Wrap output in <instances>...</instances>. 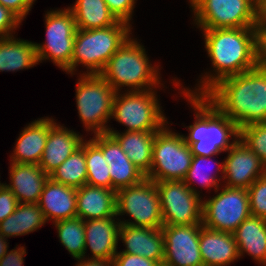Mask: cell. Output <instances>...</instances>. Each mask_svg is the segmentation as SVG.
Returning <instances> with one entry per match:
<instances>
[{
    "mask_svg": "<svg viewBox=\"0 0 266 266\" xmlns=\"http://www.w3.org/2000/svg\"><path fill=\"white\" fill-rule=\"evenodd\" d=\"M238 129L266 121V69L232 75L220 80L205 95Z\"/></svg>",
    "mask_w": 266,
    "mask_h": 266,
    "instance_id": "obj_1",
    "label": "cell"
},
{
    "mask_svg": "<svg viewBox=\"0 0 266 266\" xmlns=\"http://www.w3.org/2000/svg\"><path fill=\"white\" fill-rule=\"evenodd\" d=\"M202 30L205 33V48L217 75L207 76L205 82L202 81L203 90L199 94L189 90L183 92L189 95H205L220 80L257 67L254 27Z\"/></svg>",
    "mask_w": 266,
    "mask_h": 266,
    "instance_id": "obj_2",
    "label": "cell"
},
{
    "mask_svg": "<svg viewBox=\"0 0 266 266\" xmlns=\"http://www.w3.org/2000/svg\"><path fill=\"white\" fill-rule=\"evenodd\" d=\"M190 103L198 110L196 121L189 126V136H183L193 155L211 157L228 149L237 141L229 144L231 136L239 138L237 125L223 114L204 95H189Z\"/></svg>",
    "mask_w": 266,
    "mask_h": 266,
    "instance_id": "obj_3",
    "label": "cell"
},
{
    "mask_svg": "<svg viewBox=\"0 0 266 266\" xmlns=\"http://www.w3.org/2000/svg\"><path fill=\"white\" fill-rule=\"evenodd\" d=\"M128 24L118 21L106 28L77 29L71 59V74L77 63L84 64L91 70L87 74H100L113 54L129 38Z\"/></svg>",
    "mask_w": 266,
    "mask_h": 266,
    "instance_id": "obj_4",
    "label": "cell"
},
{
    "mask_svg": "<svg viewBox=\"0 0 266 266\" xmlns=\"http://www.w3.org/2000/svg\"><path fill=\"white\" fill-rule=\"evenodd\" d=\"M148 61L145 49L128 38L109 59L100 75L116 92L124 85L134 88L132 91H145L143 87L146 86L151 90L149 87L160 82L157 71Z\"/></svg>",
    "mask_w": 266,
    "mask_h": 266,
    "instance_id": "obj_5",
    "label": "cell"
},
{
    "mask_svg": "<svg viewBox=\"0 0 266 266\" xmlns=\"http://www.w3.org/2000/svg\"><path fill=\"white\" fill-rule=\"evenodd\" d=\"M192 159L190 146L183 136L163 127L156 133L151 169L145 176L154 182L184 180Z\"/></svg>",
    "mask_w": 266,
    "mask_h": 266,
    "instance_id": "obj_6",
    "label": "cell"
},
{
    "mask_svg": "<svg viewBox=\"0 0 266 266\" xmlns=\"http://www.w3.org/2000/svg\"><path fill=\"white\" fill-rule=\"evenodd\" d=\"M77 83L78 113L85 127L94 134L107 133V120L112 116L116 91L100 74H83Z\"/></svg>",
    "mask_w": 266,
    "mask_h": 266,
    "instance_id": "obj_7",
    "label": "cell"
},
{
    "mask_svg": "<svg viewBox=\"0 0 266 266\" xmlns=\"http://www.w3.org/2000/svg\"><path fill=\"white\" fill-rule=\"evenodd\" d=\"M202 29L254 27L258 0H190Z\"/></svg>",
    "mask_w": 266,
    "mask_h": 266,
    "instance_id": "obj_8",
    "label": "cell"
},
{
    "mask_svg": "<svg viewBox=\"0 0 266 266\" xmlns=\"http://www.w3.org/2000/svg\"><path fill=\"white\" fill-rule=\"evenodd\" d=\"M127 213L135 223L121 225L162 228L163 217L159 194L154 181L144 178L140 183L116 191V215Z\"/></svg>",
    "mask_w": 266,
    "mask_h": 266,
    "instance_id": "obj_9",
    "label": "cell"
},
{
    "mask_svg": "<svg viewBox=\"0 0 266 266\" xmlns=\"http://www.w3.org/2000/svg\"><path fill=\"white\" fill-rule=\"evenodd\" d=\"M113 99L112 116L128 126L126 131H160L165 125V117L157 103L154 91H129Z\"/></svg>",
    "mask_w": 266,
    "mask_h": 266,
    "instance_id": "obj_10",
    "label": "cell"
},
{
    "mask_svg": "<svg viewBox=\"0 0 266 266\" xmlns=\"http://www.w3.org/2000/svg\"><path fill=\"white\" fill-rule=\"evenodd\" d=\"M251 216L248 190L223 188L218 195L203 201L202 225L216 231L233 233Z\"/></svg>",
    "mask_w": 266,
    "mask_h": 266,
    "instance_id": "obj_11",
    "label": "cell"
},
{
    "mask_svg": "<svg viewBox=\"0 0 266 266\" xmlns=\"http://www.w3.org/2000/svg\"><path fill=\"white\" fill-rule=\"evenodd\" d=\"M46 44L35 43L38 62L52 59L66 72L71 73L74 39L77 31L76 22L70 8L50 11L46 15Z\"/></svg>",
    "mask_w": 266,
    "mask_h": 266,
    "instance_id": "obj_12",
    "label": "cell"
},
{
    "mask_svg": "<svg viewBox=\"0 0 266 266\" xmlns=\"http://www.w3.org/2000/svg\"><path fill=\"white\" fill-rule=\"evenodd\" d=\"M155 184L161 204L163 225L202 224L203 201L184 180L159 181Z\"/></svg>",
    "mask_w": 266,
    "mask_h": 266,
    "instance_id": "obj_13",
    "label": "cell"
},
{
    "mask_svg": "<svg viewBox=\"0 0 266 266\" xmlns=\"http://www.w3.org/2000/svg\"><path fill=\"white\" fill-rule=\"evenodd\" d=\"M202 224L163 225L164 259L162 266H203L199 248Z\"/></svg>",
    "mask_w": 266,
    "mask_h": 266,
    "instance_id": "obj_14",
    "label": "cell"
},
{
    "mask_svg": "<svg viewBox=\"0 0 266 266\" xmlns=\"http://www.w3.org/2000/svg\"><path fill=\"white\" fill-rule=\"evenodd\" d=\"M228 151L225 162L217 168L225 174L223 179L228 178L226 187L248 189L266 174V167L260 158L240 139H237Z\"/></svg>",
    "mask_w": 266,
    "mask_h": 266,
    "instance_id": "obj_15",
    "label": "cell"
},
{
    "mask_svg": "<svg viewBox=\"0 0 266 266\" xmlns=\"http://www.w3.org/2000/svg\"><path fill=\"white\" fill-rule=\"evenodd\" d=\"M103 152L109 166L111 189L118 191L122 188L140 183L145 174L128 159L119 143L109 134H95L91 139Z\"/></svg>",
    "mask_w": 266,
    "mask_h": 266,
    "instance_id": "obj_16",
    "label": "cell"
},
{
    "mask_svg": "<svg viewBox=\"0 0 266 266\" xmlns=\"http://www.w3.org/2000/svg\"><path fill=\"white\" fill-rule=\"evenodd\" d=\"M49 119V133L40 163L42 170L50 175L71 154L81 147L82 137Z\"/></svg>",
    "mask_w": 266,
    "mask_h": 266,
    "instance_id": "obj_17",
    "label": "cell"
},
{
    "mask_svg": "<svg viewBox=\"0 0 266 266\" xmlns=\"http://www.w3.org/2000/svg\"><path fill=\"white\" fill-rule=\"evenodd\" d=\"M119 237L127 249L120 253L143 256L158 262L161 266L164 259V237L161 228L120 225Z\"/></svg>",
    "mask_w": 266,
    "mask_h": 266,
    "instance_id": "obj_18",
    "label": "cell"
},
{
    "mask_svg": "<svg viewBox=\"0 0 266 266\" xmlns=\"http://www.w3.org/2000/svg\"><path fill=\"white\" fill-rule=\"evenodd\" d=\"M199 248L203 266H225L239 258L233 233L200 228Z\"/></svg>",
    "mask_w": 266,
    "mask_h": 266,
    "instance_id": "obj_19",
    "label": "cell"
},
{
    "mask_svg": "<svg viewBox=\"0 0 266 266\" xmlns=\"http://www.w3.org/2000/svg\"><path fill=\"white\" fill-rule=\"evenodd\" d=\"M10 178L12 185L5 186L13 192L18 203L38 204L49 175L39 165L11 163Z\"/></svg>",
    "mask_w": 266,
    "mask_h": 266,
    "instance_id": "obj_20",
    "label": "cell"
},
{
    "mask_svg": "<svg viewBox=\"0 0 266 266\" xmlns=\"http://www.w3.org/2000/svg\"><path fill=\"white\" fill-rule=\"evenodd\" d=\"M77 188L52 181L46 182L40 195L38 205L43 211L46 221L54 222L77 217L76 208Z\"/></svg>",
    "mask_w": 266,
    "mask_h": 266,
    "instance_id": "obj_21",
    "label": "cell"
},
{
    "mask_svg": "<svg viewBox=\"0 0 266 266\" xmlns=\"http://www.w3.org/2000/svg\"><path fill=\"white\" fill-rule=\"evenodd\" d=\"M113 217L84 221L85 250L90 246L96 259H113L117 253L120 222H114ZM117 223V224H116Z\"/></svg>",
    "mask_w": 266,
    "mask_h": 266,
    "instance_id": "obj_22",
    "label": "cell"
},
{
    "mask_svg": "<svg viewBox=\"0 0 266 266\" xmlns=\"http://www.w3.org/2000/svg\"><path fill=\"white\" fill-rule=\"evenodd\" d=\"M77 217L87 220L104 219L116 215V191L98 186L77 188Z\"/></svg>",
    "mask_w": 266,
    "mask_h": 266,
    "instance_id": "obj_23",
    "label": "cell"
},
{
    "mask_svg": "<svg viewBox=\"0 0 266 266\" xmlns=\"http://www.w3.org/2000/svg\"><path fill=\"white\" fill-rule=\"evenodd\" d=\"M158 131H126L123 134L107 129L121 146L126 156L145 175L150 171L152 164L153 143Z\"/></svg>",
    "mask_w": 266,
    "mask_h": 266,
    "instance_id": "obj_24",
    "label": "cell"
},
{
    "mask_svg": "<svg viewBox=\"0 0 266 266\" xmlns=\"http://www.w3.org/2000/svg\"><path fill=\"white\" fill-rule=\"evenodd\" d=\"M48 133L49 118L39 119L29 124L17 140L12 163L38 165L44 152Z\"/></svg>",
    "mask_w": 266,
    "mask_h": 266,
    "instance_id": "obj_25",
    "label": "cell"
},
{
    "mask_svg": "<svg viewBox=\"0 0 266 266\" xmlns=\"http://www.w3.org/2000/svg\"><path fill=\"white\" fill-rule=\"evenodd\" d=\"M239 256L246 252L266 266V219L250 216L233 232Z\"/></svg>",
    "mask_w": 266,
    "mask_h": 266,
    "instance_id": "obj_26",
    "label": "cell"
},
{
    "mask_svg": "<svg viewBox=\"0 0 266 266\" xmlns=\"http://www.w3.org/2000/svg\"><path fill=\"white\" fill-rule=\"evenodd\" d=\"M0 37V71H15L38 64L35 43Z\"/></svg>",
    "mask_w": 266,
    "mask_h": 266,
    "instance_id": "obj_27",
    "label": "cell"
},
{
    "mask_svg": "<svg viewBox=\"0 0 266 266\" xmlns=\"http://www.w3.org/2000/svg\"><path fill=\"white\" fill-rule=\"evenodd\" d=\"M45 222L46 218L38 204L18 203L15 211L0 222V234L7 238L28 234Z\"/></svg>",
    "mask_w": 266,
    "mask_h": 266,
    "instance_id": "obj_28",
    "label": "cell"
},
{
    "mask_svg": "<svg viewBox=\"0 0 266 266\" xmlns=\"http://www.w3.org/2000/svg\"><path fill=\"white\" fill-rule=\"evenodd\" d=\"M70 10L77 29L106 28L118 22L104 0H77Z\"/></svg>",
    "mask_w": 266,
    "mask_h": 266,
    "instance_id": "obj_29",
    "label": "cell"
},
{
    "mask_svg": "<svg viewBox=\"0 0 266 266\" xmlns=\"http://www.w3.org/2000/svg\"><path fill=\"white\" fill-rule=\"evenodd\" d=\"M49 178L54 182L74 188L85 185L87 181L85 142H82L81 147L57 167Z\"/></svg>",
    "mask_w": 266,
    "mask_h": 266,
    "instance_id": "obj_30",
    "label": "cell"
},
{
    "mask_svg": "<svg viewBox=\"0 0 266 266\" xmlns=\"http://www.w3.org/2000/svg\"><path fill=\"white\" fill-rule=\"evenodd\" d=\"M55 226L61 243L74 258L81 261L86 253L84 220L75 217L55 222Z\"/></svg>",
    "mask_w": 266,
    "mask_h": 266,
    "instance_id": "obj_31",
    "label": "cell"
},
{
    "mask_svg": "<svg viewBox=\"0 0 266 266\" xmlns=\"http://www.w3.org/2000/svg\"><path fill=\"white\" fill-rule=\"evenodd\" d=\"M85 160L87 167L86 184L111 189L108 163L102 150L92 140L85 143Z\"/></svg>",
    "mask_w": 266,
    "mask_h": 266,
    "instance_id": "obj_32",
    "label": "cell"
},
{
    "mask_svg": "<svg viewBox=\"0 0 266 266\" xmlns=\"http://www.w3.org/2000/svg\"><path fill=\"white\" fill-rule=\"evenodd\" d=\"M252 150L266 167V121L254 123L239 129V138Z\"/></svg>",
    "mask_w": 266,
    "mask_h": 266,
    "instance_id": "obj_33",
    "label": "cell"
},
{
    "mask_svg": "<svg viewBox=\"0 0 266 266\" xmlns=\"http://www.w3.org/2000/svg\"><path fill=\"white\" fill-rule=\"evenodd\" d=\"M210 160V157H205V156H198V155H193L192 163L190 165V168L188 170V173L184 179L185 184L195 193L196 190L191 187L189 182H191L194 178L196 179L197 177L200 178L199 181L201 182V186L203 187H216V191L219 189L218 187V182L220 179H216L214 175L211 176V174H208L207 172L205 173L203 164L205 161ZM197 178V179H198ZM190 185V186H189Z\"/></svg>",
    "mask_w": 266,
    "mask_h": 266,
    "instance_id": "obj_34",
    "label": "cell"
},
{
    "mask_svg": "<svg viewBox=\"0 0 266 266\" xmlns=\"http://www.w3.org/2000/svg\"><path fill=\"white\" fill-rule=\"evenodd\" d=\"M251 216L266 219V174L248 189Z\"/></svg>",
    "mask_w": 266,
    "mask_h": 266,
    "instance_id": "obj_35",
    "label": "cell"
},
{
    "mask_svg": "<svg viewBox=\"0 0 266 266\" xmlns=\"http://www.w3.org/2000/svg\"><path fill=\"white\" fill-rule=\"evenodd\" d=\"M254 31L256 65L266 69V22L258 20Z\"/></svg>",
    "mask_w": 266,
    "mask_h": 266,
    "instance_id": "obj_36",
    "label": "cell"
},
{
    "mask_svg": "<svg viewBox=\"0 0 266 266\" xmlns=\"http://www.w3.org/2000/svg\"><path fill=\"white\" fill-rule=\"evenodd\" d=\"M118 21L128 23L131 19L132 10L134 9V0H104Z\"/></svg>",
    "mask_w": 266,
    "mask_h": 266,
    "instance_id": "obj_37",
    "label": "cell"
},
{
    "mask_svg": "<svg viewBox=\"0 0 266 266\" xmlns=\"http://www.w3.org/2000/svg\"><path fill=\"white\" fill-rule=\"evenodd\" d=\"M18 205V201L5 184L0 183V222L11 215Z\"/></svg>",
    "mask_w": 266,
    "mask_h": 266,
    "instance_id": "obj_38",
    "label": "cell"
},
{
    "mask_svg": "<svg viewBox=\"0 0 266 266\" xmlns=\"http://www.w3.org/2000/svg\"><path fill=\"white\" fill-rule=\"evenodd\" d=\"M113 261L114 266H161L158 262L143 256L119 252L115 254Z\"/></svg>",
    "mask_w": 266,
    "mask_h": 266,
    "instance_id": "obj_39",
    "label": "cell"
},
{
    "mask_svg": "<svg viewBox=\"0 0 266 266\" xmlns=\"http://www.w3.org/2000/svg\"><path fill=\"white\" fill-rule=\"evenodd\" d=\"M21 20L8 8L0 4V36L9 37L11 36L10 31L15 29Z\"/></svg>",
    "mask_w": 266,
    "mask_h": 266,
    "instance_id": "obj_40",
    "label": "cell"
},
{
    "mask_svg": "<svg viewBox=\"0 0 266 266\" xmlns=\"http://www.w3.org/2000/svg\"><path fill=\"white\" fill-rule=\"evenodd\" d=\"M34 0H0V4L13 12L21 21L31 9Z\"/></svg>",
    "mask_w": 266,
    "mask_h": 266,
    "instance_id": "obj_41",
    "label": "cell"
},
{
    "mask_svg": "<svg viewBox=\"0 0 266 266\" xmlns=\"http://www.w3.org/2000/svg\"><path fill=\"white\" fill-rule=\"evenodd\" d=\"M24 247H20L16 250H11L0 259V266H22L23 255H25Z\"/></svg>",
    "mask_w": 266,
    "mask_h": 266,
    "instance_id": "obj_42",
    "label": "cell"
},
{
    "mask_svg": "<svg viewBox=\"0 0 266 266\" xmlns=\"http://www.w3.org/2000/svg\"><path fill=\"white\" fill-rule=\"evenodd\" d=\"M77 266H114V261L113 259L105 260L91 258L90 260L81 261Z\"/></svg>",
    "mask_w": 266,
    "mask_h": 266,
    "instance_id": "obj_43",
    "label": "cell"
},
{
    "mask_svg": "<svg viewBox=\"0 0 266 266\" xmlns=\"http://www.w3.org/2000/svg\"><path fill=\"white\" fill-rule=\"evenodd\" d=\"M258 20L266 22V0H258Z\"/></svg>",
    "mask_w": 266,
    "mask_h": 266,
    "instance_id": "obj_44",
    "label": "cell"
},
{
    "mask_svg": "<svg viewBox=\"0 0 266 266\" xmlns=\"http://www.w3.org/2000/svg\"><path fill=\"white\" fill-rule=\"evenodd\" d=\"M7 242L2 234H0V259L6 254L7 252Z\"/></svg>",
    "mask_w": 266,
    "mask_h": 266,
    "instance_id": "obj_45",
    "label": "cell"
}]
</instances>
